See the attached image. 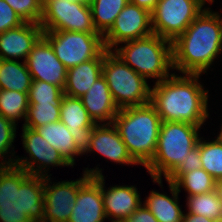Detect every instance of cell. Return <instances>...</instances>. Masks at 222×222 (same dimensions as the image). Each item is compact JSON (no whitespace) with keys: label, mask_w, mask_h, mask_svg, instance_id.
Listing matches in <instances>:
<instances>
[{"label":"cell","mask_w":222,"mask_h":222,"mask_svg":"<svg viewBox=\"0 0 222 222\" xmlns=\"http://www.w3.org/2000/svg\"><path fill=\"white\" fill-rule=\"evenodd\" d=\"M212 222H222V218H219V219H213Z\"/></svg>","instance_id":"60d3db41"},{"label":"cell","mask_w":222,"mask_h":222,"mask_svg":"<svg viewBox=\"0 0 222 222\" xmlns=\"http://www.w3.org/2000/svg\"><path fill=\"white\" fill-rule=\"evenodd\" d=\"M159 0H129L130 3L135 4L150 13L154 10Z\"/></svg>","instance_id":"8d00e7d4"},{"label":"cell","mask_w":222,"mask_h":222,"mask_svg":"<svg viewBox=\"0 0 222 222\" xmlns=\"http://www.w3.org/2000/svg\"><path fill=\"white\" fill-rule=\"evenodd\" d=\"M174 184L179 192L184 188L187 196L216 190V180L203 168L184 173Z\"/></svg>","instance_id":"4316f807"},{"label":"cell","mask_w":222,"mask_h":222,"mask_svg":"<svg viewBox=\"0 0 222 222\" xmlns=\"http://www.w3.org/2000/svg\"><path fill=\"white\" fill-rule=\"evenodd\" d=\"M84 169V173L90 177L102 175L104 212L111 222L125 221L142 204L140 193H138L139 191L135 186L115 185L106 190L102 168L89 169L87 167Z\"/></svg>","instance_id":"4fadbf2b"},{"label":"cell","mask_w":222,"mask_h":222,"mask_svg":"<svg viewBox=\"0 0 222 222\" xmlns=\"http://www.w3.org/2000/svg\"><path fill=\"white\" fill-rule=\"evenodd\" d=\"M200 76L173 73L167 79L154 83L150 103L162 122H184L198 127L204 125L209 118V90L200 84Z\"/></svg>","instance_id":"6da1fadb"},{"label":"cell","mask_w":222,"mask_h":222,"mask_svg":"<svg viewBox=\"0 0 222 222\" xmlns=\"http://www.w3.org/2000/svg\"><path fill=\"white\" fill-rule=\"evenodd\" d=\"M182 222H212V219L186 212L183 214Z\"/></svg>","instance_id":"74e56055"},{"label":"cell","mask_w":222,"mask_h":222,"mask_svg":"<svg viewBox=\"0 0 222 222\" xmlns=\"http://www.w3.org/2000/svg\"><path fill=\"white\" fill-rule=\"evenodd\" d=\"M22 144L29 157L16 156L14 164L24 169L27 173L48 177L50 167L71 165L63 158L60 152L52 147L47 140L35 129L22 126ZM47 168V169H46ZM47 172V173H46Z\"/></svg>","instance_id":"8fae6325"},{"label":"cell","mask_w":222,"mask_h":222,"mask_svg":"<svg viewBox=\"0 0 222 222\" xmlns=\"http://www.w3.org/2000/svg\"><path fill=\"white\" fill-rule=\"evenodd\" d=\"M104 51L95 59L67 69L64 94L70 97L83 96L92 84L102 76Z\"/></svg>","instance_id":"44dd1931"},{"label":"cell","mask_w":222,"mask_h":222,"mask_svg":"<svg viewBox=\"0 0 222 222\" xmlns=\"http://www.w3.org/2000/svg\"><path fill=\"white\" fill-rule=\"evenodd\" d=\"M24 22L40 24L43 0H5Z\"/></svg>","instance_id":"d6a6232c"},{"label":"cell","mask_w":222,"mask_h":222,"mask_svg":"<svg viewBox=\"0 0 222 222\" xmlns=\"http://www.w3.org/2000/svg\"><path fill=\"white\" fill-rule=\"evenodd\" d=\"M94 28L104 35L129 0H89Z\"/></svg>","instance_id":"d4e9b609"},{"label":"cell","mask_w":222,"mask_h":222,"mask_svg":"<svg viewBox=\"0 0 222 222\" xmlns=\"http://www.w3.org/2000/svg\"><path fill=\"white\" fill-rule=\"evenodd\" d=\"M202 168L199 154V140L197 146L193 148L184 162L166 179L167 182L175 183L184 173Z\"/></svg>","instance_id":"836d02e7"},{"label":"cell","mask_w":222,"mask_h":222,"mask_svg":"<svg viewBox=\"0 0 222 222\" xmlns=\"http://www.w3.org/2000/svg\"><path fill=\"white\" fill-rule=\"evenodd\" d=\"M112 51L135 72L144 77L161 82L173 73L172 42L157 34L123 42Z\"/></svg>","instance_id":"8992f818"},{"label":"cell","mask_w":222,"mask_h":222,"mask_svg":"<svg viewBox=\"0 0 222 222\" xmlns=\"http://www.w3.org/2000/svg\"><path fill=\"white\" fill-rule=\"evenodd\" d=\"M27 68L32 80H41L64 89L67 68L56 57L49 42L42 36L28 54Z\"/></svg>","instance_id":"2e32d148"},{"label":"cell","mask_w":222,"mask_h":222,"mask_svg":"<svg viewBox=\"0 0 222 222\" xmlns=\"http://www.w3.org/2000/svg\"><path fill=\"white\" fill-rule=\"evenodd\" d=\"M60 121L73 136L77 151L81 156L85 155L97 124L88 115L81 98L64 95L60 107Z\"/></svg>","instance_id":"e0dca14e"},{"label":"cell","mask_w":222,"mask_h":222,"mask_svg":"<svg viewBox=\"0 0 222 222\" xmlns=\"http://www.w3.org/2000/svg\"><path fill=\"white\" fill-rule=\"evenodd\" d=\"M32 82L26 62L0 59V89L28 93Z\"/></svg>","instance_id":"cb8c5ba5"},{"label":"cell","mask_w":222,"mask_h":222,"mask_svg":"<svg viewBox=\"0 0 222 222\" xmlns=\"http://www.w3.org/2000/svg\"><path fill=\"white\" fill-rule=\"evenodd\" d=\"M40 26L43 31L99 33L94 28L87 0H43Z\"/></svg>","instance_id":"9c48e42d"},{"label":"cell","mask_w":222,"mask_h":222,"mask_svg":"<svg viewBox=\"0 0 222 222\" xmlns=\"http://www.w3.org/2000/svg\"><path fill=\"white\" fill-rule=\"evenodd\" d=\"M125 222H158L146 205L141 204Z\"/></svg>","instance_id":"d590c367"},{"label":"cell","mask_w":222,"mask_h":222,"mask_svg":"<svg viewBox=\"0 0 222 222\" xmlns=\"http://www.w3.org/2000/svg\"><path fill=\"white\" fill-rule=\"evenodd\" d=\"M221 131L219 132V134L217 135V139L222 141V124H221Z\"/></svg>","instance_id":"ab89813d"},{"label":"cell","mask_w":222,"mask_h":222,"mask_svg":"<svg viewBox=\"0 0 222 222\" xmlns=\"http://www.w3.org/2000/svg\"><path fill=\"white\" fill-rule=\"evenodd\" d=\"M207 141L199 139L200 160L202 168L217 181L222 179V141L217 138Z\"/></svg>","instance_id":"f1b7e54d"},{"label":"cell","mask_w":222,"mask_h":222,"mask_svg":"<svg viewBox=\"0 0 222 222\" xmlns=\"http://www.w3.org/2000/svg\"><path fill=\"white\" fill-rule=\"evenodd\" d=\"M204 0H159L151 12L154 34L173 42L204 10Z\"/></svg>","instance_id":"30bf717a"},{"label":"cell","mask_w":222,"mask_h":222,"mask_svg":"<svg viewBox=\"0 0 222 222\" xmlns=\"http://www.w3.org/2000/svg\"><path fill=\"white\" fill-rule=\"evenodd\" d=\"M161 123L151 103L121 108L113 120L130 156L144 167L154 157Z\"/></svg>","instance_id":"277c9868"},{"label":"cell","mask_w":222,"mask_h":222,"mask_svg":"<svg viewBox=\"0 0 222 222\" xmlns=\"http://www.w3.org/2000/svg\"><path fill=\"white\" fill-rule=\"evenodd\" d=\"M186 197L188 213L205 216L212 220L222 218V203L217 190Z\"/></svg>","instance_id":"83f0119b"},{"label":"cell","mask_w":222,"mask_h":222,"mask_svg":"<svg viewBox=\"0 0 222 222\" xmlns=\"http://www.w3.org/2000/svg\"><path fill=\"white\" fill-rule=\"evenodd\" d=\"M210 9L205 7L172 42L173 71L202 75L222 53L221 14Z\"/></svg>","instance_id":"7a4b0ae2"},{"label":"cell","mask_w":222,"mask_h":222,"mask_svg":"<svg viewBox=\"0 0 222 222\" xmlns=\"http://www.w3.org/2000/svg\"><path fill=\"white\" fill-rule=\"evenodd\" d=\"M44 178L0 166V222H43Z\"/></svg>","instance_id":"3957f363"},{"label":"cell","mask_w":222,"mask_h":222,"mask_svg":"<svg viewBox=\"0 0 222 222\" xmlns=\"http://www.w3.org/2000/svg\"><path fill=\"white\" fill-rule=\"evenodd\" d=\"M102 76L119 109L150 103L151 86L112 50H104Z\"/></svg>","instance_id":"52a82bcc"},{"label":"cell","mask_w":222,"mask_h":222,"mask_svg":"<svg viewBox=\"0 0 222 222\" xmlns=\"http://www.w3.org/2000/svg\"><path fill=\"white\" fill-rule=\"evenodd\" d=\"M17 125L18 124L13 123L9 119L0 115V166H11L14 164L16 152L12 146L16 138ZM8 152L10 155H8Z\"/></svg>","instance_id":"1f68e13d"},{"label":"cell","mask_w":222,"mask_h":222,"mask_svg":"<svg viewBox=\"0 0 222 222\" xmlns=\"http://www.w3.org/2000/svg\"><path fill=\"white\" fill-rule=\"evenodd\" d=\"M80 98L88 115L96 124H112L120 110L103 76L99 77Z\"/></svg>","instance_id":"ffe728a7"},{"label":"cell","mask_w":222,"mask_h":222,"mask_svg":"<svg viewBox=\"0 0 222 222\" xmlns=\"http://www.w3.org/2000/svg\"><path fill=\"white\" fill-rule=\"evenodd\" d=\"M200 128L184 122L161 123L154 157L145 168L162 189V175L166 180L197 146Z\"/></svg>","instance_id":"5b68a950"},{"label":"cell","mask_w":222,"mask_h":222,"mask_svg":"<svg viewBox=\"0 0 222 222\" xmlns=\"http://www.w3.org/2000/svg\"><path fill=\"white\" fill-rule=\"evenodd\" d=\"M216 190L222 203V179L216 181Z\"/></svg>","instance_id":"f35d334b"},{"label":"cell","mask_w":222,"mask_h":222,"mask_svg":"<svg viewBox=\"0 0 222 222\" xmlns=\"http://www.w3.org/2000/svg\"><path fill=\"white\" fill-rule=\"evenodd\" d=\"M25 23L13 8L5 1L0 0V33L17 28Z\"/></svg>","instance_id":"e575fe53"},{"label":"cell","mask_w":222,"mask_h":222,"mask_svg":"<svg viewBox=\"0 0 222 222\" xmlns=\"http://www.w3.org/2000/svg\"><path fill=\"white\" fill-rule=\"evenodd\" d=\"M102 198V175L79 178V191L68 222H104L106 219Z\"/></svg>","instance_id":"9a60e30c"},{"label":"cell","mask_w":222,"mask_h":222,"mask_svg":"<svg viewBox=\"0 0 222 222\" xmlns=\"http://www.w3.org/2000/svg\"><path fill=\"white\" fill-rule=\"evenodd\" d=\"M44 178L43 222H68L79 191V179L53 182Z\"/></svg>","instance_id":"5bb4252c"},{"label":"cell","mask_w":222,"mask_h":222,"mask_svg":"<svg viewBox=\"0 0 222 222\" xmlns=\"http://www.w3.org/2000/svg\"><path fill=\"white\" fill-rule=\"evenodd\" d=\"M57 121H60V107H54L49 103L29 104L23 126L36 129Z\"/></svg>","instance_id":"4dcf8cb0"},{"label":"cell","mask_w":222,"mask_h":222,"mask_svg":"<svg viewBox=\"0 0 222 222\" xmlns=\"http://www.w3.org/2000/svg\"><path fill=\"white\" fill-rule=\"evenodd\" d=\"M205 2H208V4H212L214 2V0H204Z\"/></svg>","instance_id":"b9f144b4"},{"label":"cell","mask_w":222,"mask_h":222,"mask_svg":"<svg viewBox=\"0 0 222 222\" xmlns=\"http://www.w3.org/2000/svg\"><path fill=\"white\" fill-rule=\"evenodd\" d=\"M40 24L25 22L17 28L0 33V59L26 61L28 54L43 36Z\"/></svg>","instance_id":"ac0fdd59"},{"label":"cell","mask_w":222,"mask_h":222,"mask_svg":"<svg viewBox=\"0 0 222 222\" xmlns=\"http://www.w3.org/2000/svg\"><path fill=\"white\" fill-rule=\"evenodd\" d=\"M29 106L28 93L0 89V115L13 123L25 118Z\"/></svg>","instance_id":"484cf974"},{"label":"cell","mask_w":222,"mask_h":222,"mask_svg":"<svg viewBox=\"0 0 222 222\" xmlns=\"http://www.w3.org/2000/svg\"><path fill=\"white\" fill-rule=\"evenodd\" d=\"M153 34L151 13L135 4L128 3L117 16L114 24L103 35L107 50H113L120 43L140 39Z\"/></svg>","instance_id":"7c38bea8"},{"label":"cell","mask_w":222,"mask_h":222,"mask_svg":"<svg viewBox=\"0 0 222 222\" xmlns=\"http://www.w3.org/2000/svg\"><path fill=\"white\" fill-rule=\"evenodd\" d=\"M35 130L56 148L72 167L75 165V157L81 154L77 151L74 138L64 123L57 121L37 127Z\"/></svg>","instance_id":"603a6c76"},{"label":"cell","mask_w":222,"mask_h":222,"mask_svg":"<svg viewBox=\"0 0 222 222\" xmlns=\"http://www.w3.org/2000/svg\"><path fill=\"white\" fill-rule=\"evenodd\" d=\"M97 152L111 162L138 165L130 156L117 128L112 124H97L94 127L90 147L86 153Z\"/></svg>","instance_id":"d6986e66"},{"label":"cell","mask_w":222,"mask_h":222,"mask_svg":"<svg viewBox=\"0 0 222 222\" xmlns=\"http://www.w3.org/2000/svg\"><path fill=\"white\" fill-rule=\"evenodd\" d=\"M171 196L166 193H160L152 190L145 201L144 205L151 211L158 222H182L184 211L181 210L179 200V191L174 183H167Z\"/></svg>","instance_id":"7402d4cb"},{"label":"cell","mask_w":222,"mask_h":222,"mask_svg":"<svg viewBox=\"0 0 222 222\" xmlns=\"http://www.w3.org/2000/svg\"><path fill=\"white\" fill-rule=\"evenodd\" d=\"M64 90L54 84L41 80H32L28 92L29 104L49 103L54 107H61Z\"/></svg>","instance_id":"f546056e"},{"label":"cell","mask_w":222,"mask_h":222,"mask_svg":"<svg viewBox=\"0 0 222 222\" xmlns=\"http://www.w3.org/2000/svg\"><path fill=\"white\" fill-rule=\"evenodd\" d=\"M43 37L67 69L97 58L106 49L100 33L44 31Z\"/></svg>","instance_id":"ba28073f"}]
</instances>
